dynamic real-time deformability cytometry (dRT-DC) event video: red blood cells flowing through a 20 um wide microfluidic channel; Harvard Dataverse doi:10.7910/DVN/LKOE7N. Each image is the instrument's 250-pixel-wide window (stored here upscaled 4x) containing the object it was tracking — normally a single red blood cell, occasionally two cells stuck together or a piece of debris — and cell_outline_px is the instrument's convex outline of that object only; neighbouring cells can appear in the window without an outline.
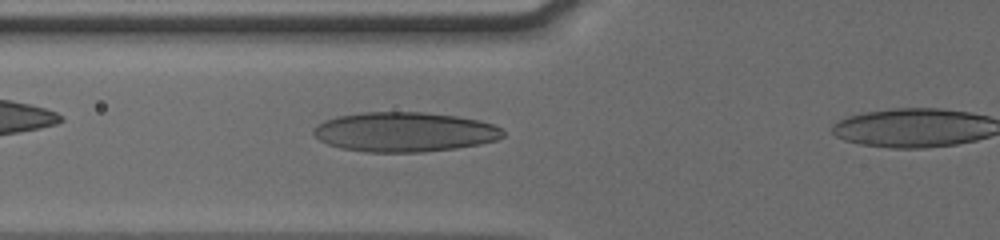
{"species": "human", "species_latin": "Homo sapiens", "temperature_condition": "cold", "stored_images_in_passage": 30, "camera_frame_rate_fps": 3000, "um_per_image_px": 0.085, "donor": {"sex": "male"}, "frame": {"image": 1, "passage_image": 3, "time_ms": 0.667, "image_size_px": [1000, 240], "cell_outline_px": [[504, 136], [496, 140], [480, 144], [456, 148], [420, 152], [368, 152], [340, 148], [328, 144], [320, 140], [312, 132], [312, 128], [316, 124], [324, 120], [340, 116], [360, 112], [424, 112], [456, 116], [480, 120], [492, 124], [500, 128], [504, 132]], "centroid_in_image_um": [34.36, 11.21], "position_along_channel_um": 91.4, "area_um2": 43.87}}
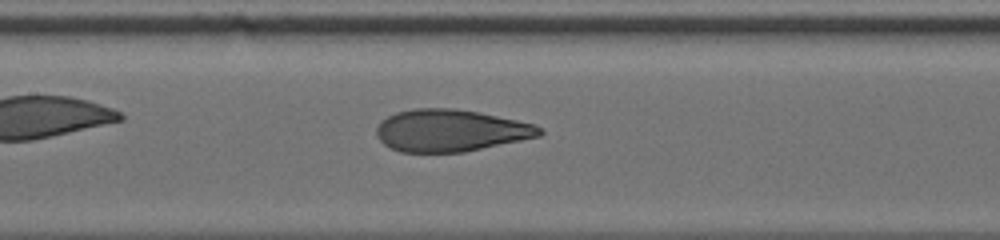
{"frame": {"image": 2, "passage_image": 9, "time_ms": 2.667, "image_size_px": [1000, 240], "cell_outline_px": [[544, 132], [540, 136], [464, 152], [400, 152], [384, 144], [376, 136], [376, 128], [380, 120], [396, 112], [412, 108], [452, 108], [480, 112], [536, 124]], "centroid_in_image_um": [38.28, 11.08], "position_along_channel_um": 169.1, "area_um2": 40.11}}
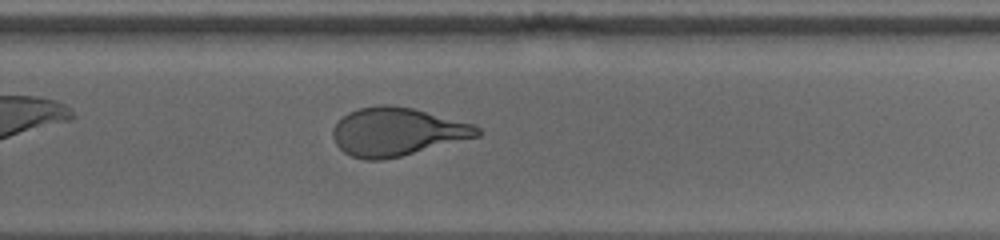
{"frame": {"image": 3, "passage_image": 19, "time_ms": 6.0, "image_size_px": [1000, 240], "cell_outline_px": [[480, 136], [384, 160], [364, 160], [352, 156], [344, 152], [336, 144], [332, 136], [332, 128], [348, 112], [360, 108], [380, 104], [392, 104], [412, 108], [476, 124], [480, 128]], "centroid_in_image_um": [33.75, 11.19], "position_along_channel_um": 296.1, "area_um2": 40.63}}